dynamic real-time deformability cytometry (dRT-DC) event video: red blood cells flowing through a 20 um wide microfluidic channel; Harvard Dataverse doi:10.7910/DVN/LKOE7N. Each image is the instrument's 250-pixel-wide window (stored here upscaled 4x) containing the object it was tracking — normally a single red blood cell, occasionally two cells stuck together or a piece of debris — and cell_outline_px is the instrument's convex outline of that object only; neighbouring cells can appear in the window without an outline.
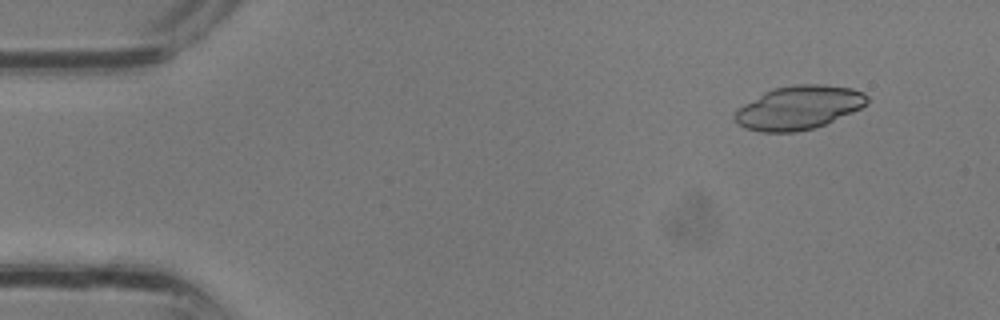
{"species": "common noctule bat (a hibernating species)", "species_latin": "Nyctalus noctula", "temperature_condition": "room temperature", "stored_images_in_passage": 12, "camera_frame_rate_fps": 3000, "um_per_image_px": 0.085, "animal": {"sex": "male", "body_mass_g": 13.3}, "frame": {"image": 1, "passage_image": 3, "time_ms": 0.667, "image_size_px": [1000, 320], "cell_outline_px": [[868, 104], [852, 112], [824, 124], [812, 128], [796, 132], [760, 132], [744, 128], [736, 124], [732, 120], [732, 116], [736, 108], [764, 92], [772, 88], [792, 84], [824, 84], [852, 88], [864, 92], [868, 96]], "centroid_in_image_um": [67.83, 9.14], "position_along_channel_um": 17.2, "area_um2": 34.04}}